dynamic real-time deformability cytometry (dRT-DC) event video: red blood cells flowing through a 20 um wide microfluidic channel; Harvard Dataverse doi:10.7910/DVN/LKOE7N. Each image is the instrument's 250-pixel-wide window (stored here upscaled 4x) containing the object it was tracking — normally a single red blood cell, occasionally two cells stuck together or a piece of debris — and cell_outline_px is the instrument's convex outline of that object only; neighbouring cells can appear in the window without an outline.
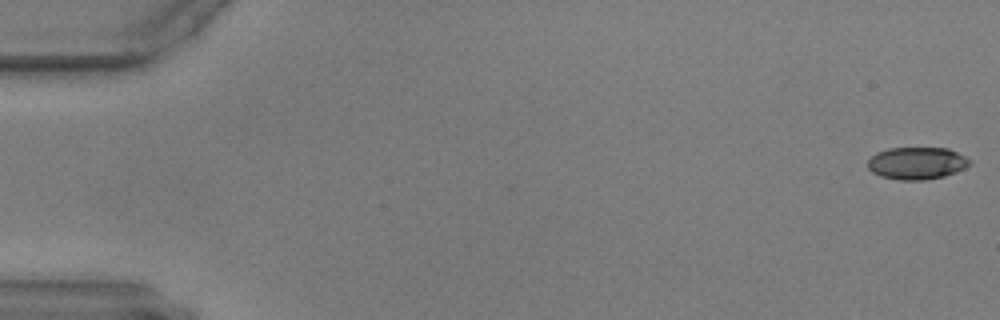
{"species": "common noctule bat (a hibernating species)", "species_latin": "Nyctalus noctula", "temperature_condition": "warm", "stored_images_in_passage": 58, "camera_frame_rate_fps": 3000, "um_per_image_px": 0.085, "animal": {"sex": "male", "body_mass_g": 17.9, "forearm_length_mm": 54.2}, "frame": {"image": 1, "passage_image": 1, "time_ms": 0.0, "image_size_px": [1000, 320], "cell_outline_px": [[972, 164], [956, 172], [944, 176], [924, 180], [900, 180], [880, 176], [872, 172], [868, 168], [868, 160], [876, 152], [888, 148], [948, 148], [972, 160]], "centroid_in_image_um": [77.93, 13.87], "position_along_channel_um": 7.1, "area_um2": 19.25}}
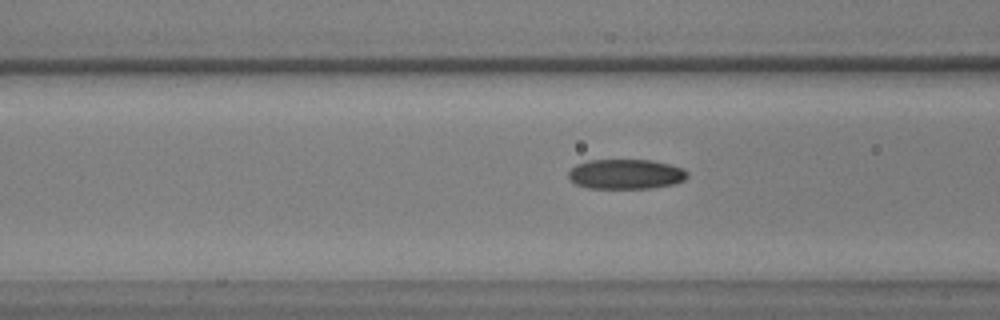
{"frame": {"image": 2, "passage_image": 23, "time_ms": 7.333, "image_size_px": [1000, 320], "cell_outline_px": [[688, 176], [684, 180], [672, 184], [648, 188], [588, 188], [576, 184], [568, 176], [568, 172], [576, 164], [588, 160], [652, 160], [684, 168], [688, 172]], "centroid_in_image_um": [53.19, 14.79], "position_along_channel_um": 113.4, "area_um2": 20.63}}
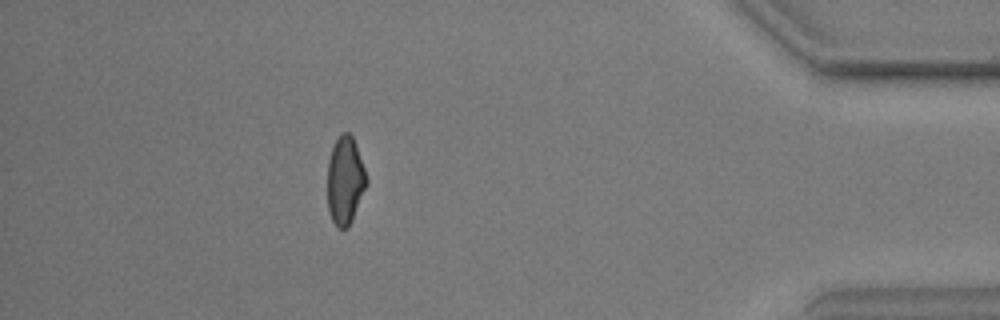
{"frame": {"image": 3, "passage_image": 52, "time_ms": 17.0, "image_size_px": [1000, 320], "cell_outline_px": [[368, 184], [352, 220], [348, 228], [336, 228], [328, 212], [328, 160], [332, 148], [340, 132], [348, 132], [352, 136], [356, 144], [368, 180]], "centroid_in_image_um": [29.34, 15.36], "position_along_channel_um": 405.9, "area_um2": 20.17}}